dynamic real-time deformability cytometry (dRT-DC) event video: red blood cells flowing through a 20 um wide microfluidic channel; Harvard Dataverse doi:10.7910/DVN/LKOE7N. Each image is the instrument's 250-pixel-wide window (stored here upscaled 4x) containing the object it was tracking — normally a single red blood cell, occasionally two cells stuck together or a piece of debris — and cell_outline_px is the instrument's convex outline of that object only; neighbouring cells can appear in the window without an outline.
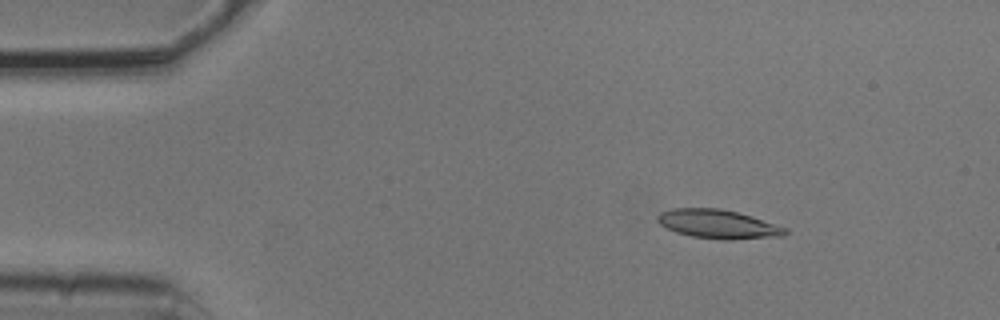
{"species": "common noctule bat (a hibernating species)", "species_latin": "Nyctalus noctula", "temperature_condition": "cold", "stored_images_in_passage": 5, "camera_frame_rate_fps": 3000, "um_per_image_px": 0.085, "animal": {"sex": "male", "body_mass_g": 20.5, "forearm_length_mm": 52.5}, "frame": {"image": 1, "passage_image": 3, "time_ms": 0.667, "image_size_px": [1000, 320], "cell_outline_px": [[788, 232], [784, 236], [732, 240], [724, 240], [692, 236], [676, 232], [660, 224], [656, 220], [656, 216], [660, 212], [672, 208], [720, 208], [752, 216], [788, 228]], "centroid_in_image_um": [61.05, 19.05], "position_along_channel_um": 23.9, "area_um2": 21.62}}